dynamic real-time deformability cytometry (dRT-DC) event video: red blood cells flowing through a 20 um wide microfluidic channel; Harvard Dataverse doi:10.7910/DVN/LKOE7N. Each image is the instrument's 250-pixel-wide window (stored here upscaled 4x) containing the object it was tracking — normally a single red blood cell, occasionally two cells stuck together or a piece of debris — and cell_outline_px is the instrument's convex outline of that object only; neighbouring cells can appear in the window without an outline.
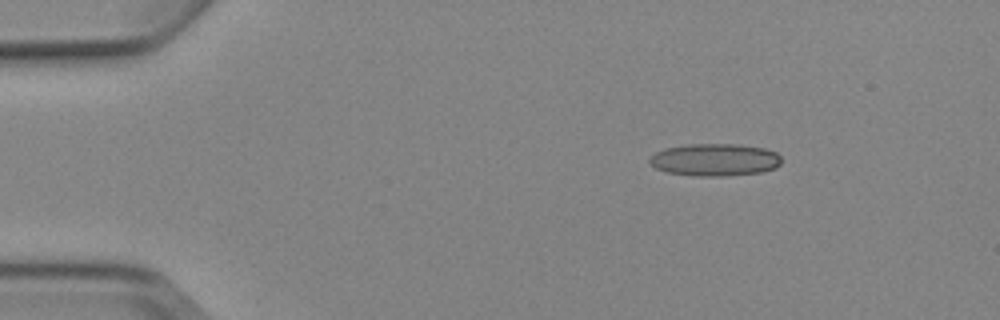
{"species": "Egyptian fruit bat (a non-hibernating species)", "species_latin": "Rousettus aegyptiacus", "temperature_condition": "cold", "stored_images_in_passage": 4, "camera_frame_rate_fps": 3000, "um_per_image_px": 0.085, "animal": {"sex": "female"}, "frame": {"image": 1, "passage_image": 1, "time_ms": 0.0, "image_size_px": [1000, 320], "cell_outline_px": [[780, 164], [776, 168], [760, 172], [720, 176], [696, 176], [668, 172], [656, 168], [648, 160], [656, 152], [664, 148], [688, 144], [740, 144], [764, 148], [776, 152], [780, 156]], "centroid_in_image_um": [60.77, 13.57], "position_along_channel_um": 24.2, "area_um2": 24.8}}
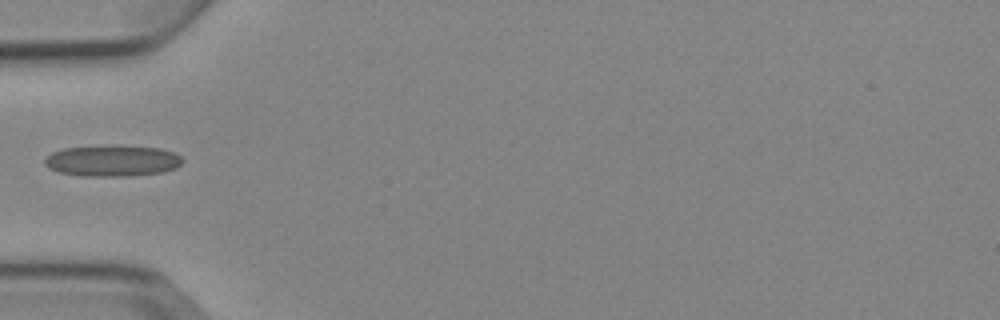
{"frame": {"image": 2, "passage_image": 3, "time_ms": 3.333, "image_size_px": [1000, 320], "cell_outline_px": [[184, 160], [176, 168], [164, 172], [128, 176], [84, 176], [60, 172], [48, 168], [44, 164], [44, 160], [52, 152], [64, 148], [112, 144], [160, 148], [176, 152]], "centroid_in_image_um": [9.58, 13.64], "position_along_channel_um": 75.4, "area_um2": 25.49}}
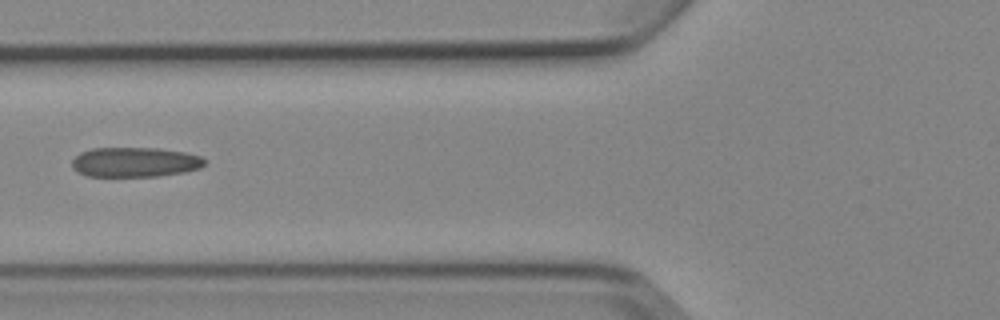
{"frame": {"image": 3, "passage_image": 4, "time_ms": 4.333, "image_size_px": [1000, 320], "cell_outline_px": [[208, 160], [200, 168], [184, 172], [160, 176], [88, 176], [76, 172], [72, 168], [72, 160], [80, 152], [92, 148], [160, 148], [184, 152], [200, 156]], "centroid_in_image_um": [11.46, 13.78], "position_along_channel_um": 114.3, "area_um2": 23.18}}